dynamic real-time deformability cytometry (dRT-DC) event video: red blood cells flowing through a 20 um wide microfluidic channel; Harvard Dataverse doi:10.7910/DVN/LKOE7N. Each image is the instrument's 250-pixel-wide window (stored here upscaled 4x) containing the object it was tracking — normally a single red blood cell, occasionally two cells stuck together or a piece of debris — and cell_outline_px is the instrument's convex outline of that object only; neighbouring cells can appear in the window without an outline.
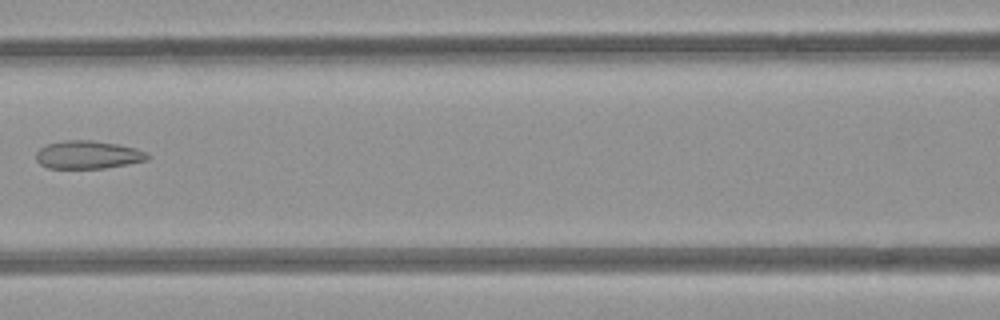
{"species": "common noctule bat (a hibernating species)", "species_latin": "Nyctalus noctula", "temperature_condition": "room temperature", "stored_images_in_passage": 6, "camera_frame_rate_fps": 3000, "um_per_image_px": 0.085, "animal": {"sex": "female", "body_mass_g": 21.9}, "frame": {"image": 1, "passage_image": 6, "time_ms": 6.0, "image_size_px": [1000, 320], "cell_outline_px": [[152, 156], [148, 160], [128, 164], [104, 168], [48, 168], [40, 164], [36, 160], [36, 152], [40, 148], [48, 144], [64, 140], [92, 140], [116, 144], [132, 148], [144, 152]], "centroid_in_image_um": [7.45, 13.16], "position_along_channel_um": 159.1, "area_um2": 18.09}}